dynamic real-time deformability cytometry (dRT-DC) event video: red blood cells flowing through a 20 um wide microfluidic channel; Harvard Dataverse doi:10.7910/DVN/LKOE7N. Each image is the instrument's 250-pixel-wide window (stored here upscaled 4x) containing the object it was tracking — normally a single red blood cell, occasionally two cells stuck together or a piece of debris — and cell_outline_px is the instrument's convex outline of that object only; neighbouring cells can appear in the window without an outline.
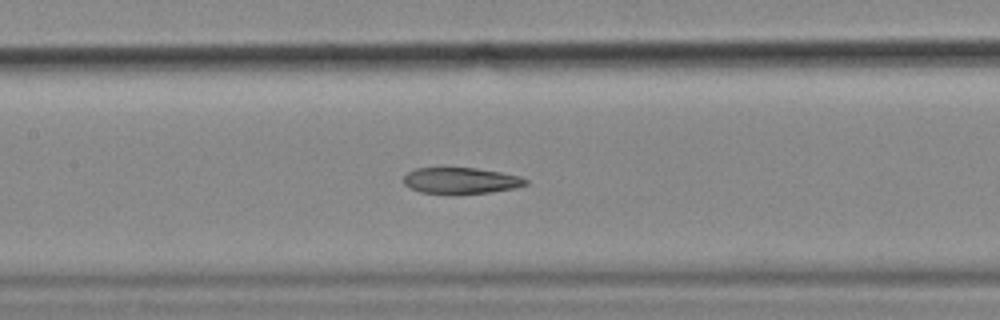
{"species": "common noctule bat (a hibernating species)", "species_latin": "Nyctalus noctula", "temperature_condition": "cold", "stored_images_in_passage": 39, "camera_frame_rate_fps": 3000, "um_per_image_px": 0.085, "animal": {"sex": "female", "body_mass_g": 18.4}, "frame": {"image": 1, "passage_image": 17, "time_ms": 5.333, "image_size_px": [1000, 320], "cell_outline_px": [[528, 184], [512, 188], [492, 192], [456, 196], [452, 196], [420, 192], [404, 184], [404, 176], [408, 172], [416, 168], [476, 168], [500, 172], [520, 176], [528, 180]], "centroid_in_image_um": [39.16, 15.39], "position_along_channel_um": 168.2, "area_um2": 19.07}, "authors_computed_cell_mechanics": {"area_um2": 20.0566, "velocity_mm_per_s": 3.5772, "shape_relaxation_time_tau1_ms": null, "shape_relaxation_time_tau2_ms": 8.9825, "deformation_change_tau1": null, "deformation_change_tau2": 0.1599}}